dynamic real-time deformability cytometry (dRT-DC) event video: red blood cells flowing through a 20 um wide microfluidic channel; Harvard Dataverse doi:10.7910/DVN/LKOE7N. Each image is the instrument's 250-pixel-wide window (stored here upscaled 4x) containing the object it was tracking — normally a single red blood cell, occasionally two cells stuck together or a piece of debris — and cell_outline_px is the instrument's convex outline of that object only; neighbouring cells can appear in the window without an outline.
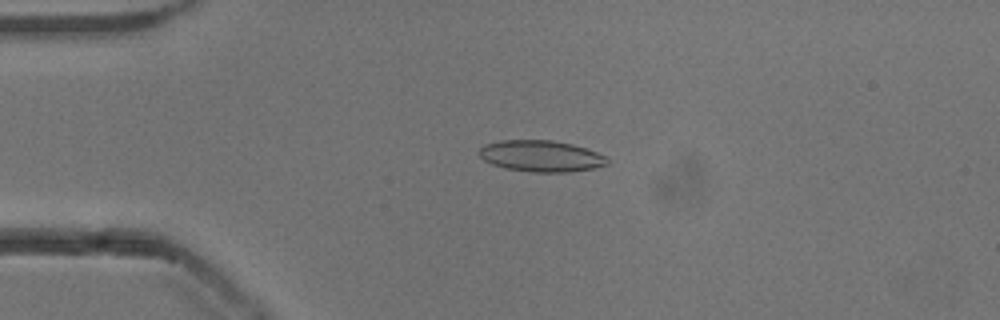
{"species": "common noctule bat (a hibernating species)", "species_latin": "Nyctalus noctula", "temperature_condition": "cold", "stored_images_in_passage": 53, "camera_frame_rate_fps": 3000, "um_per_image_px": 0.085, "animal": {"sex": "male", "body_mass_g": 13.3}, "frame": {"image": 1, "passage_image": 12, "time_ms": 3.667, "image_size_px": [1000, 320], "cell_outline_px": [[608, 164], [592, 168], [568, 172], [532, 172], [504, 168], [492, 164], [484, 160], [476, 152], [484, 144], [500, 140], [552, 140], [572, 144], [596, 152], [604, 156], [608, 160]], "centroid_in_image_um": [45.93, 13.26], "position_along_channel_um": 39.1, "area_um2": 23.35}}
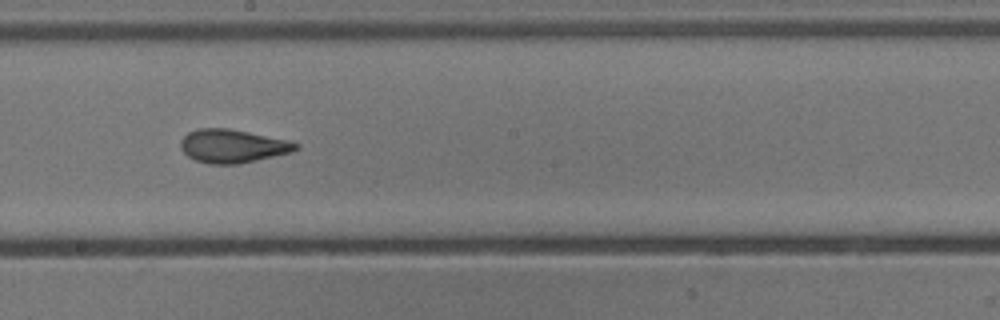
{"frame": {"image": 2, "passage_image": 29, "time_ms": 9.333, "image_size_px": [1000, 320], "cell_outline_px": [[300, 148], [292, 152], [240, 164], [208, 164], [196, 160], [188, 156], [180, 148], [180, 140], [188, 132], [200, 128], [228, 128], [288, 140], [300, 144]], "centroid_in_image_um": [19.78, 12.42], "position_along_channel_um": 228.4, "area_um2": 22.48}}
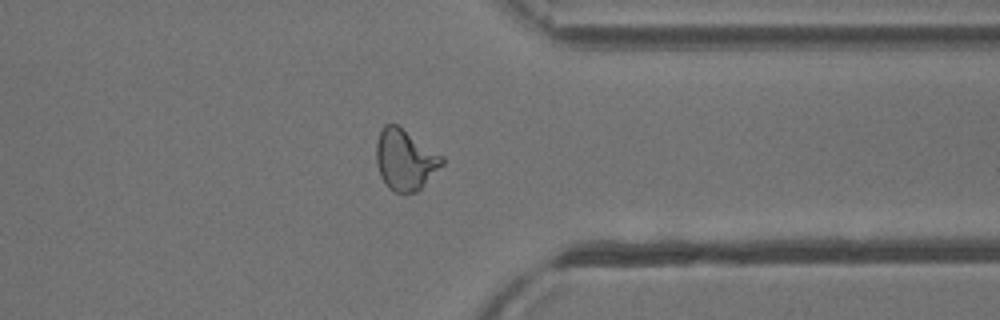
{"frame": {"image": 3, "passage_image": 41, "time_ms": 13.333, "image_size_px": [1000, 320], "cell_outline_px": [[444, 164], [416, 192], [396, 192], [388, 188], [380, 176], [376, 164], [376, 144], [380, 132], [384, 124], [396, 124], [444, 156]], "centroid_in_image_um": [34.43, 13.57], "position_along_channel_um": 377.0, "area_um2": 23.18}, "authors_computed_cell_mechanics": {"area_um2": 22.5998, "velocity_mm_per_s": 3.8558, "shape_relaxation_time_tau1_ms": 6.7971, "shape_relaxation_time_tau2_ms": 1.8016, "deformation_change_tau1": 0.2003, "deformation_change_tau2": 0.0864}}